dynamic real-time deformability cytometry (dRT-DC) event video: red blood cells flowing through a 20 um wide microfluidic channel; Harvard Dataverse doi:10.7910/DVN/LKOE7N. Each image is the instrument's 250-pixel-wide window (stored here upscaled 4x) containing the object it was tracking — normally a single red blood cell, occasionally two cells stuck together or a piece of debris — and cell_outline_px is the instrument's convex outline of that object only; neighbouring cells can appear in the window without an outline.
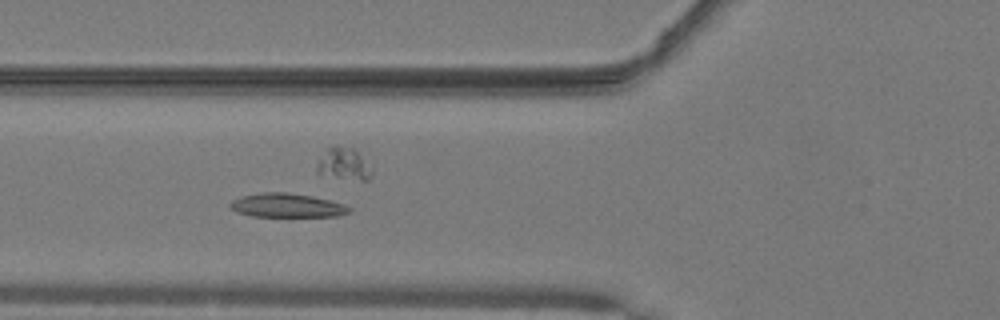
{"species": "common noctule bat (a hibernating species)", "species_latin": "Nyctalus noctula", "temperature_condition": "warm", "stored_images_in_passage": 36, "camera_frame_rate_fps": 3000, "um_per_image_px": 0.085, "animal": {"sex": "male", "body_mass_g": 19.2, "forearm_length_mm": 51.8}, "frame": {"image": 1, "passage_image": 6, "time_ms": 1.667, "image_size_px": [1000, 320], "cell_outline_px": [[352, 212], [336, 216], [252, 216], [236, 212], [228, 208], [228, 204], [232, 200], [244, 196], [260, 192], [288, 192], [312, 196], [344, 204], [352, 208]], "centroid_in_image_um": [24.37, 17.46], "position_along_channel_um": 101.4, "area_um2": 16.65}}